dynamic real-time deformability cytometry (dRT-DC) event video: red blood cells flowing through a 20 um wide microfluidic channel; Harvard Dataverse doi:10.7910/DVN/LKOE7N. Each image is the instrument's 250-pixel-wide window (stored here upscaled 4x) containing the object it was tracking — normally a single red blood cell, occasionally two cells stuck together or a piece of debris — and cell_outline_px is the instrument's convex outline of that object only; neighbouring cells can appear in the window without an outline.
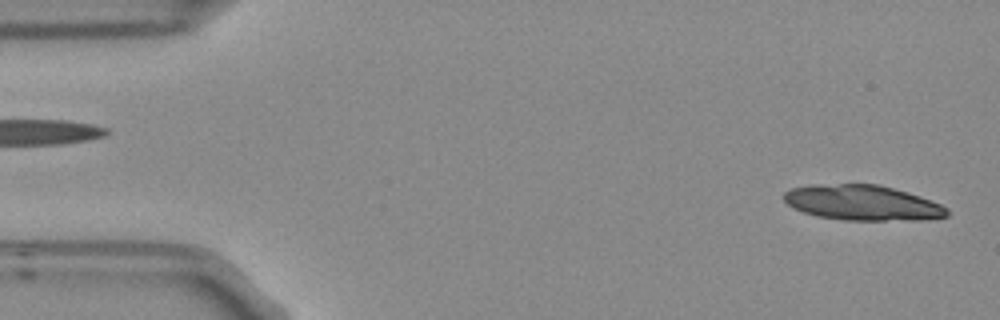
{"species": "Egyptian fruit bat (a non-hibernating species)", "species_latin": "Rousettus aegyptiacus", "temperature_condition": "room temperature", "stored_images_in_passage": 4, "camera_frame_rate_fps": 3000, "um_per_image_px": 0.085, "frame": {"image": 1, "passage_image": 1, "time_ms": 0.0, "image_size_px": [1000, 320], "cell_outline_px": [[948, 216], [924, 220], [844, 220], [816, 216], [792, 208], [780, 196], [788, 188], [808, 184], [880, 184], [908, 192], [920, 196], [940, 204], [948, 208]], "centroid_in_image_um": [73.26, 17.22], "position_along_channel_um": 11.7, "area_um2": 33.99}}